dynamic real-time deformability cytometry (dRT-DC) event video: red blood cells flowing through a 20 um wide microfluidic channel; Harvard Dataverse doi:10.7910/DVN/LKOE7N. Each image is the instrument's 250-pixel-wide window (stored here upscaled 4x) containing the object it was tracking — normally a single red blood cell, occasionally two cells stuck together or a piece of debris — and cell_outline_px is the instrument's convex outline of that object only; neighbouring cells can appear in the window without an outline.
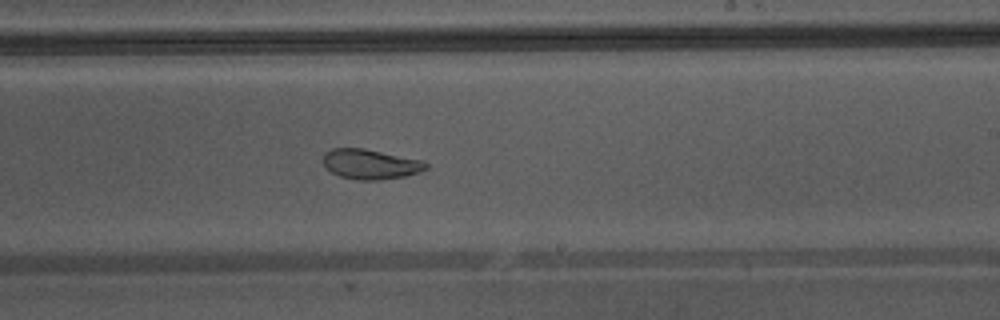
{"species": "Egyptian fruit bat (a non-hibernating species)", "species_latin": "Rousettus aegyptiacus", "temperature_condition": "warm", "stored_images_in_passage": 42, "camera_frame_rate_fps": 3000, "um_per_image_px": 0.085, "animal": {"sex": "male"}, "frame": {"image": 1, "passage_image": 24, "time_ms": 7.667, "image_size_px": [1000, 320], "cell_outline_px": [[428, 168], [420, 172], [404, 176], [380, 180], [356, 180], [340, 176], [324, 168], [324, 152], [332, 148], [364, 148], [424, 160], [428, 164]], "centroid_in_image_um": [31.5, 13.95], "position_along_channel_um": 257.5, "area_um2": 18.15}, "authors_computed_cell_mechanics": {"area_um2": 22.253, "velocity_mm_per_s": 4.3469, "shape_relaxation_time_tau1_ms": null, "shape_relaxation_time_tau2_ms": 1.7957, "deformation_change_tau1": null, "deformation_change_tau2": 0.082}}